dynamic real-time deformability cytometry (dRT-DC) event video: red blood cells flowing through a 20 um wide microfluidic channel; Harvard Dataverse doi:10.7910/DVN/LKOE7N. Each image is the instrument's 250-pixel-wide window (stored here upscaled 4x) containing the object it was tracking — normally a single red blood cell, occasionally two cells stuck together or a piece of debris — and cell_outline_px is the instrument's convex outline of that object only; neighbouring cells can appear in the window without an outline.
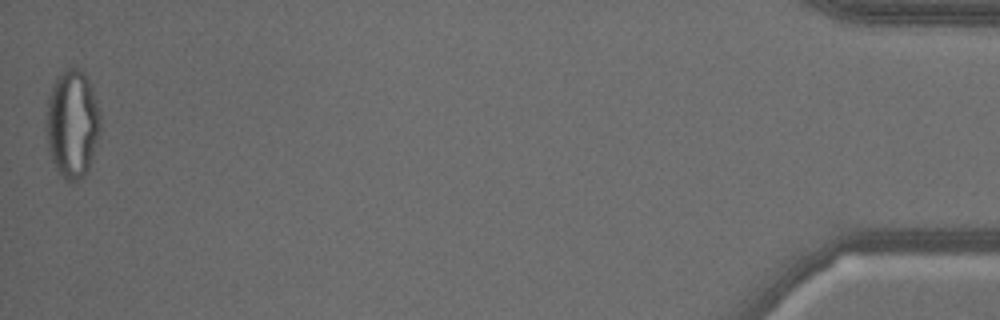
{"species": "common noctule bat (a hibernating species)", "species_latin": "Nyctalus noctula", "temperature_condition": "warm", "stored_images_in_passage": 43, "camera_frame_rate_fps": 3000, "um_per_image_px": 0.085, "animal": {"sex": "male", "body_mass_g": 18.8}, "frame": {"image": 1, "passage_image": 43, "time_ms": 14.0, "image_size_px": [1000, 320], "cell_outline_px": [[100, 132], [88, 168], [84, 176], [72, 184], [56, 168], [52, 160], [44, 128], [48, 96], [52, 84], [68, 68], [76, 68], [84, 72], [92, 88], [100, 116]], "centroid_in_image_um": [6.12, 10.53], "position_along_channel_um": 429.1, "area_um2": 33.87}, "authors_computed_cell_mechanics": {"area_um2": 28.322, "velocity_mm_per_s": 3.5539, "shape_relaxation_time_tau1_ms": null, "shape_relaxation_time_tau2_ms": 0.8697, "deformation_change_tau1": null, "deformation_change_tau2": 0.0887}}